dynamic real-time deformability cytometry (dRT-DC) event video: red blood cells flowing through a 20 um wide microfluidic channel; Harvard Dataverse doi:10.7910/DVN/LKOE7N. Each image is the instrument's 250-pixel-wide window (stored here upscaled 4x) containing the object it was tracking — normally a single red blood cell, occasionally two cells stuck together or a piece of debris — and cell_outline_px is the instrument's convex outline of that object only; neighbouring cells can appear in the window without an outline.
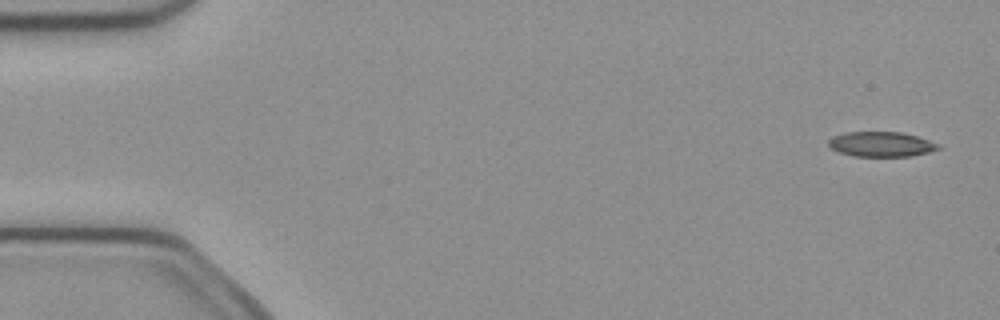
{"species": "common noctule bat (a hibernating species)", "species_latin": "Nyctalus noctula", "temperature_condition": "cold", "stored_images_in_passage": 6, "camera_frame_rate_fps": 3000, "um_per_image_px": 0.085, "animal": {"sex": "female", "body_mass_g": 21.9}, "frame": {"image": 1, "passage_image": 1, "time_ms": 0.0, "image_size_px": [1000, 320], "cell_outline_px": [[944, 148], [912, 156], [852, 156], [836, 152], [828, 144], [828, 140], [832, 136], [844, 132], [904, 132], [940, 144]], "centroid_in_image_um": [74.9, 12.26], "position_along_channel_um": 10.1, "area_um2": 16.18}}
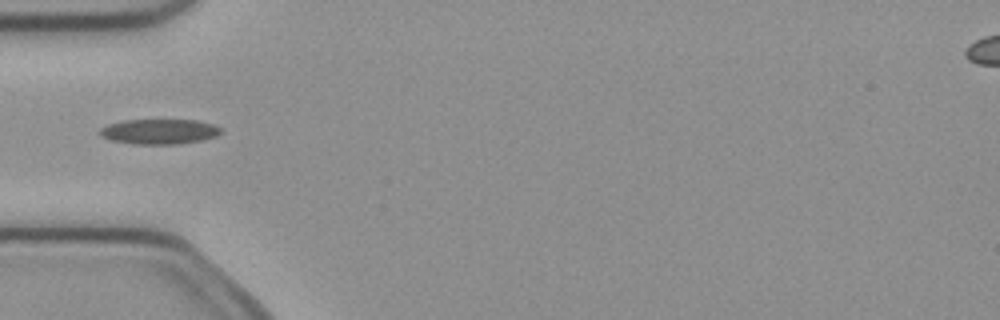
{"frame": {"image": 2, "passage_image": 5, "time_ms": 1.333, "image_size_px": [1000, 320], "cell_outline_px": [[220, 132], [216, 136], [200, 140], [180, 144], [132, 144], [112, 140], [100, 136], [100, 128], [108, 124], [124, 120], [196, 120], [212, 124], [220, 128]], "centroid_in_image_um": [13.5, 11.18], "position_along_channel_um": 71.5, "area_um2": 17.57}}